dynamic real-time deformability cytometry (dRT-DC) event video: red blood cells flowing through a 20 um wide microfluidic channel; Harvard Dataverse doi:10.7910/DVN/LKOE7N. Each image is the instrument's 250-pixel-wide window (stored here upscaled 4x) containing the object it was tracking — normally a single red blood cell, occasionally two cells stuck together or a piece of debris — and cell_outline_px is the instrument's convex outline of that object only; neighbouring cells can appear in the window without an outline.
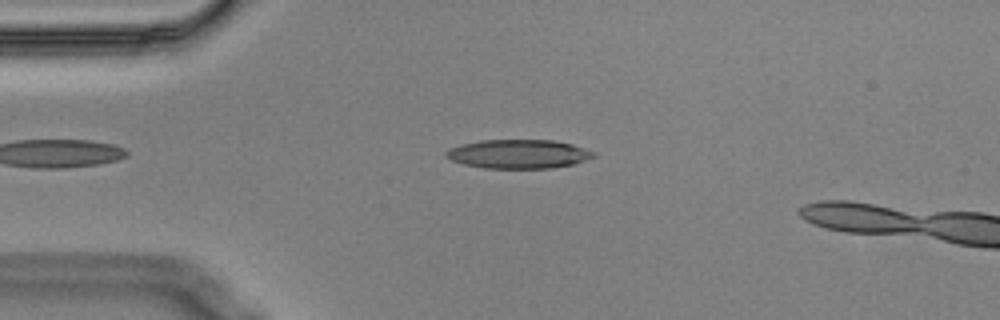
{"species": "Egyptian fruit bat (a non-hibernating species)", "species_latin": "Rousettus aegyptiacus", "temperature_condition": "cold", "stored_images_in_passage": 44, "camera_frame_rate_fps": 3000, "um_per_image_px": 0.085, "animal": {"sex": "male"}, "frame": {"image": 1, "passage_image": 6, "time_ms": 1.667, "image_size_px": [1000, 320], "cell_outline_px": [[596, 156], [572, 164], [552, 168], [484, 168], [464, 164], [452, 160], [444, 156], [444, 152], [448, 148], [480, 140], [556, 140], [572, 144], [596, 152]], "centroid_in_image_um": [44.06, 13.08], "position_along_channel_um": 40.9, "area_um2": 24.85}}
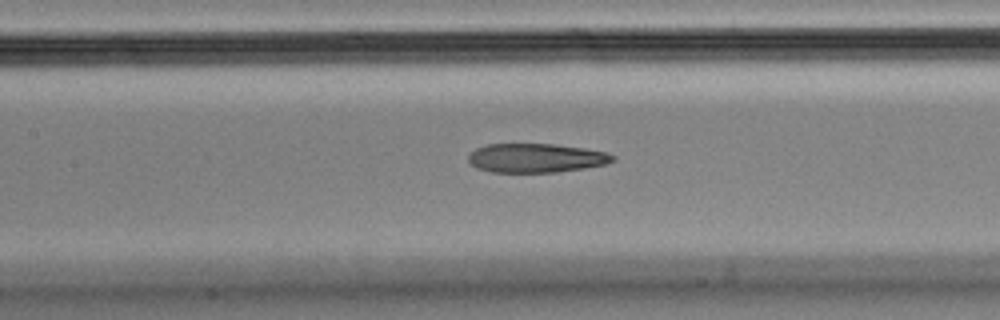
{"frame": {"image": 2, "passage_image": 18, "time_ms": 5.667, "image_size_px": [1000, 320], "cell_outline_px": [[616, 160], [604, 164], [584, 168], [556, 172], [492, 172], [476, 168], [468, 160], [468, 156], [476, 148], [488, 144], [552, 144], [584, 148], [604, 152], [616, 156]], "centroid_in_image_um": [45.55, 13.43], "position_along_channel_um": 161.8, "area_um2": 24.28}}
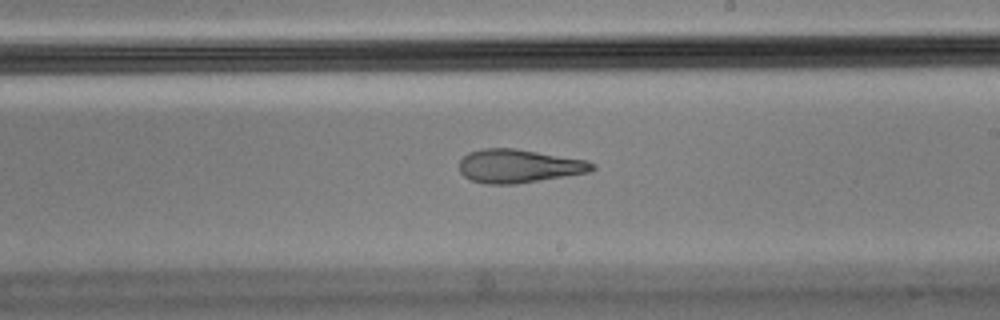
{"frame": {"image": 3, "passage_image": 25, "time_ms": 8.0, "image_size_px": [1000, 320], "cell_outline_px": [[596, 168], [588, 172], [516, 184], [484, 184], [472, 180], [464, 176], [460, 172], [460, 160], [468, 152], [484, 148], [512, 148], [588, 160], [596, 164]], "centroid_in_image_um": [44.09, 14.11], "position_along_channel_um": 244.9, "area_um2": 25.84}, "authors_computed_cell_mechanics": {"area_um2": 26.01, "velocity_mm_per_s": 3.5727, "shape_relaxation_time_tau1_ms": null, "shape_relaxation_time_tau2_ms": 3.0713, "deformation_change_tau1": null, "deformation_change_tau2": 0.1307}}